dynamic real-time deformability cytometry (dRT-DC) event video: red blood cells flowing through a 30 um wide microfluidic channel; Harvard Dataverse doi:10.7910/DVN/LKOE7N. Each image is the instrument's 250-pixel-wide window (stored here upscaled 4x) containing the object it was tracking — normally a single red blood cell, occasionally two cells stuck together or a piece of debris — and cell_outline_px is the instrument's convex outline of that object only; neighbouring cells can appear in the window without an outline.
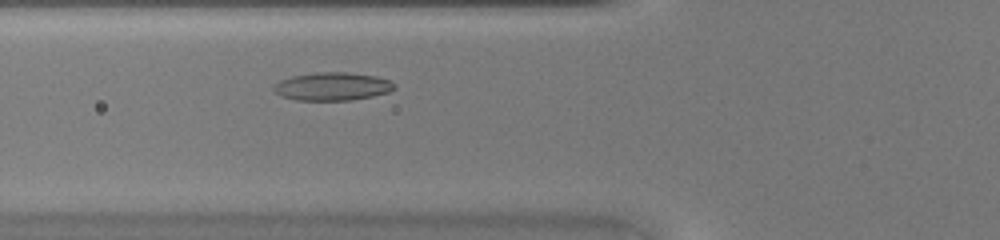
{"species": "common noctule bat (a hibernating species)", "species_latin": "Nyctalus noctula", "temperature_condition": "warm", "stored_images_in_passage": 35, "camera_frame_rate_fps": 3000, "um_per_image_px": 0.085, "animal": {"sex": "female", "body_mass_g": 20.0, "forearm_length_mm": 54.0}, "frame": {"image": 1, "passage_image": 7, "time_ms": 2.0, "image_size_px": [1000, 240], "cell_outline_px": [[396, 88], [388, 92], [372, 96], [352, 100], [296, 100], [280, 96], [272, 88], [280, 80], [292, 76], [316, 72], [348, 72], [376, 76], [388, 80], [396, 84]], "centroid_in_image_um": [28.25, 7.34], "position_along_channel_um": 97.5, "area_um2": 19.77}}
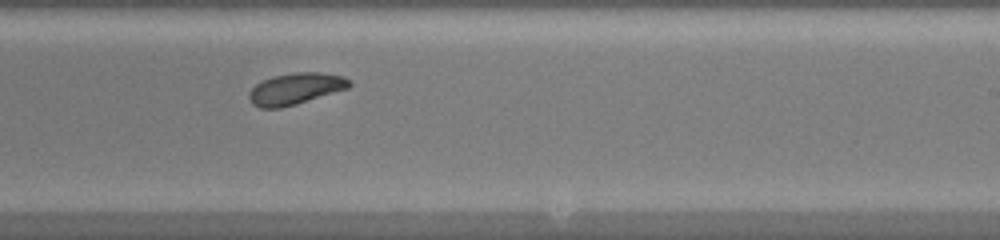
{"frame": {"image": 2, "passage_image": 18, "time_ms": 5.667, "image_size_px": [1000, 240], "cell_outline_px": [[352, 84], [348, 88], [296, 104], [280, 108], [260, 108], [252, 104], [248, 100], [248, 92], [256, 84], [272, 76], [292, 72], [320, 72], [344, 76], [352, 80]], "centroid_in_image_um": [25.11, 7.53], "position_along_channel_um": 263.9, "area_um2": 18.55}}
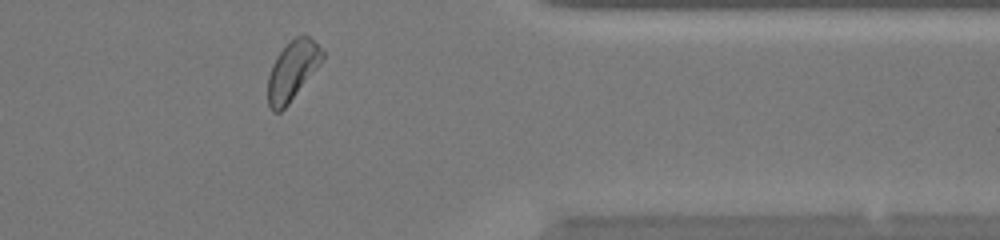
{"frame": {"image": 3, "passage_image": 27, "time_ms": 8.667, "image_size_px": [1000, 240], "cell_outline_px": [[324, 56], [320, 64], [288, 104], [280, 112], [272, 112], [268, 104], [268, 76], [272, 64], [276, 56], [296, 36], [308, 36], [324, 48]], "centroid_in_image_um": [24.86, 6.0], "position_along_channel_um": 386.5, "area_um2": 18.61}}